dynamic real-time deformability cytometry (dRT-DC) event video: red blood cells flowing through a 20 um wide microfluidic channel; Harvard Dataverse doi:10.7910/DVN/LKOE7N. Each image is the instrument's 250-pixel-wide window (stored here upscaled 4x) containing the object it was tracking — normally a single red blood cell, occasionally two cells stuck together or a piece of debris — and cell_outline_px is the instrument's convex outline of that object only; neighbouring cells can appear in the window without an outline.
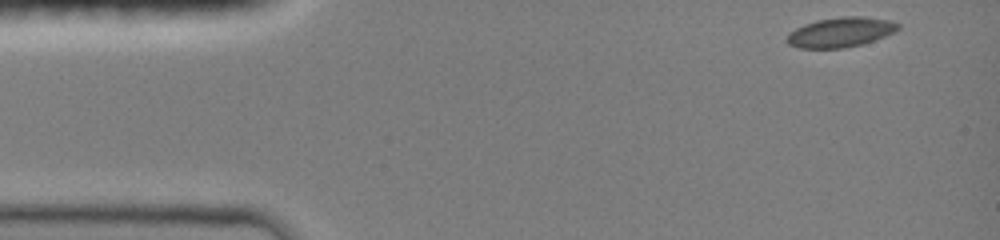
{"species": "common noctule bat (a hibernating species)", "species_latin": "Nyctalus noctula", "temperature_condition": "room temperature", "stored_images_in_passage": 42, "camera_frame_rate_fps": 3000, "um_per_image_px": 0.085, "animal": {"sex": "female", "body_mass_g": 19.0, "forearm_length_mm": 51.5}, "frame": {"image": 1, "passage_image": 1, "time_ms": 0.0, "image_size_px": [1000, 240], "cell_outline_px": [[900, 28], [884, 36], [860, 44], [840, 48], [800, 48], [788, 44], [784, 40], [788, 32], [804, 24], [816, 20], [840, 16], [860, 16], [888, 20], [900, 24]], "centroid_in_image_um": [71.37, 2.73], "position_along_channel_um": 13.6, "area_um2": 19.19}}
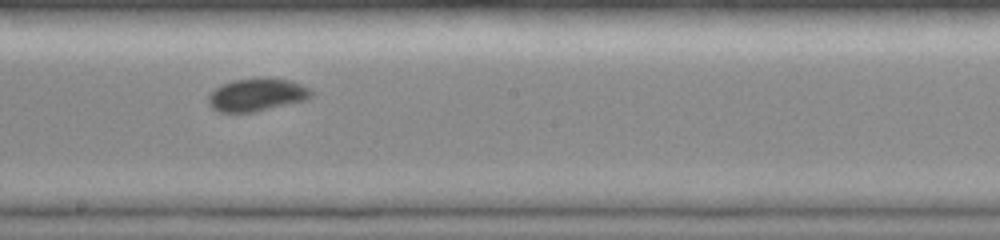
{"frame": {"image": 2, "passage_image": 24, "time_ms": 7.667, "image_size_px": [1000, 240], "cell_outline_px": [[312, 96], [308, 100], [252, 112], [220, 112], [212, 108], [208, 104], [208, 96], [216, 88], [232, 80], [292, 80], [308, 88], [312, 92]], "centroid_in_image_um": [21.83, 8.1], "position_along_channel_um": 226.4, "area_um2": 19.02}}
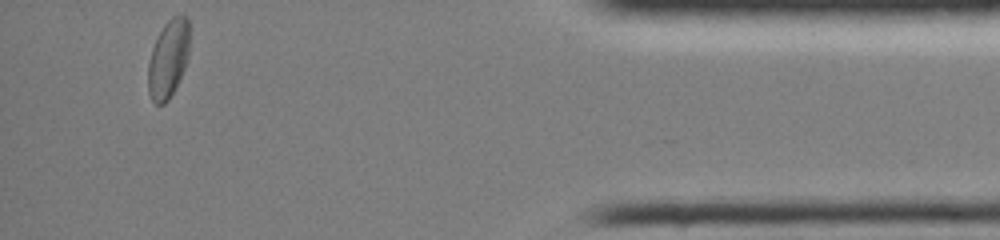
{"frame": {"image": 3, "passage_image": 42, "time_ms": 13.667, "image_size_px": [1000, 240], "cell_outline_px": [[188, 56], [184, 68], [168, 100], [164, 104], [156, 104], [152, 100], [148, 92], [148, 60], [152, 48], [164, 24], [172, 16], [180, 12], [188, 16]], "centroid_in_image_um": [14.29, 4.95], "position_along_channel_um": 420.9, "area_um2": 18.73}, "authors_computed_cell_mechanics": {"area_um2": 18.9295, "velocity_mm_per_s": 3.9875, "shape_relaxation_time_tau1_ms": 6.5838, "shape_relaxation_time_tau2_ms": null, "deformation_change_tau1": 0.1423, "deformation_change_tau2": null}}